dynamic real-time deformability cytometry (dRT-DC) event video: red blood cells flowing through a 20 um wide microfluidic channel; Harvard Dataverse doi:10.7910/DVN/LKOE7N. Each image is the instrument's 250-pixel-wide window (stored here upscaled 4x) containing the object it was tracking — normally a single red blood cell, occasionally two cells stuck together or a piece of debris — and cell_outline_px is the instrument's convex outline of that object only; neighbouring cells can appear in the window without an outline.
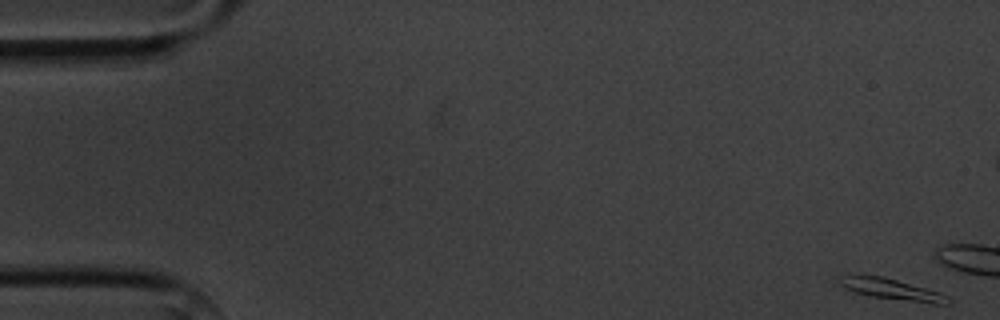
{"species": "common noctule bat (a hibernating species)", "species_latin": "Nyctalus noctula", "temperature_condition": "cold", "stored_images_in_passage": 5, "camera_frame_rate_fps": 3000, "um_per_image_px": 0.085, "animal": {"sex": "male", "body_mass_g": 20.1, "forearm_length_mm": 53.5}, "frame": {"image": 1, "passage_image": 1, "time_ms": 0.0, "image_size_px": [1000, 320], "cell_outline_px": [[952, 300], [948, 304], [932, 304], [872, 296], [856, 292], [844, 288], [840, 284], [840, 276], [880, 276], [896, 280], [940, 292], [948, 296]], "centroid_in_image_um": [75.89, 24.62], "position_along_channel_um": 9.1, "area_um2": 12.89}}